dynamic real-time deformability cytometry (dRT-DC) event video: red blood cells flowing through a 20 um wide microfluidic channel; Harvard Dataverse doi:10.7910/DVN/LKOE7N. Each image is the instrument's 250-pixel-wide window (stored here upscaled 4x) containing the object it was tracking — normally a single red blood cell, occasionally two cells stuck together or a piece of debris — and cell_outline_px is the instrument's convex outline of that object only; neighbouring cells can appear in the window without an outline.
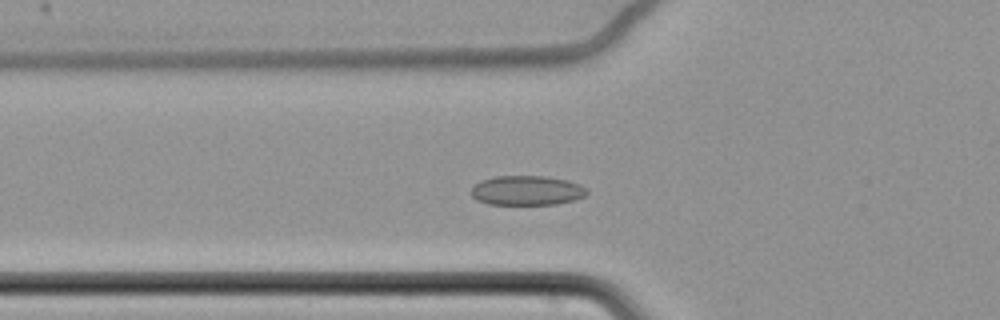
{"species": "common noctule bat (a hibernating species)", "species_latin": "Nyctalus noctula", "temperature_condition": "cold", "stored_images_in_passage": 60, "camera_frame_rate_fps": 3000, "um_per_image_px": 0.085, "animal": {"sex": "female", "body_mass_g": 22.7, "forearm_length_mm": 54.2}, "frame": {"image": 1, "passage_image": 21, "time_ms": 6.667, "image_size_px": [1000, 320], "cell_outline_px": [[588, 192], [584, 196], [572, 200], [556, 204], [488, 204], [476, 200], [472, 196], [472, 188], [480, 180], [496, 176], [544, 176], [568, 180], [580, 184]], "centroid_in_image_um": [44.76, 16.18], "position_along_channel_um": 81.0, "area_um2": 19.83}}
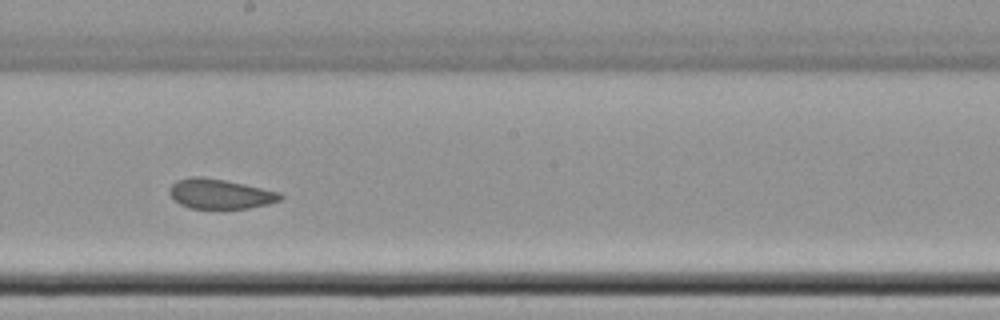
{"frame": {"image": 2, "passage_image": 34, "time_ms": 11.0, "image_size_px": [1000, 320], "cell_outline_px": [[284, 196], [280, 200], [268, 204], [248, 208], [188, 208], [180, 204], [168, 192], [168, 188], [176, 180], [188, 176], [204, 176], [244, 184], [280, 192]], "centroid_in_image_um": [18.68, 16.46], "position_along_channel_um": 229.5, "area_um2": 19.31}}
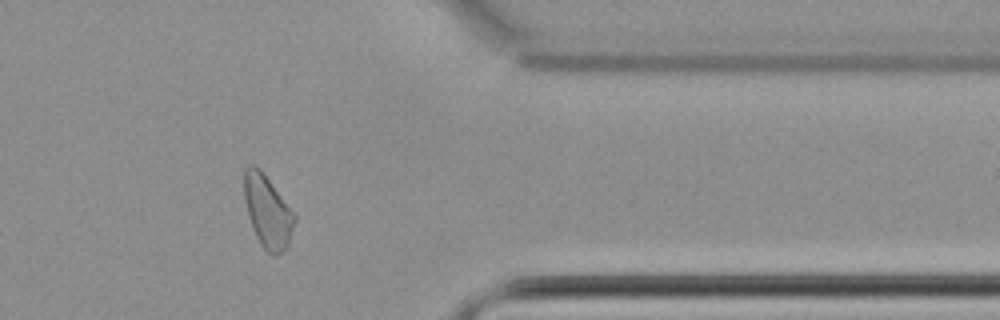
{"frame": {"image": 3, "passage_image": 49, "time_ms": 16.0, "image_size_px": [1000, 320], "cell_outline_px": [[296, 220], [288, 244], [276, 256], [272, 256], [260, 244], [252, 228], [248, 216], [244, 200], [244, 168], [252, 164], [256, 164], [260, 168], [296, 216]], "centroid_in_image_um": [22.72, 17.96], "position_along_channel_um": 388.7, "area_um2": 21.15}, "authors_computed_cell_mechanics": {"area_um2": 20.8658, "velocity_mm_per_s": 3.4486, "shape_relaxation_time_tau1_ms": null, "shape_relaxation_time_tau2_ms": 2.6558, "deformation_change_tau1": null, "deformation_change_tau2": 0.0662}}